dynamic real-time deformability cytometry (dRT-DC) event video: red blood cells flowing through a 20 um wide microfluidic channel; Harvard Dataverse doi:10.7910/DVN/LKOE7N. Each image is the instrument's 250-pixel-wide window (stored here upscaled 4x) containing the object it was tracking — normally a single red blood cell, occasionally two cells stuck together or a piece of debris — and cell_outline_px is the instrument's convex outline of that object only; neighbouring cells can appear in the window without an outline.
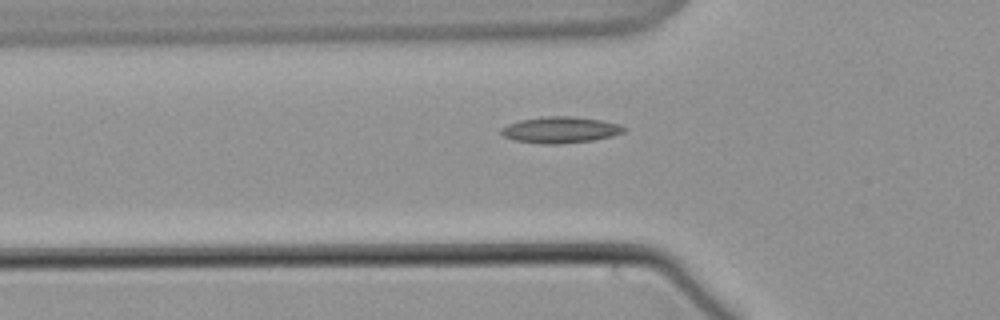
{"species": "common noctule bat (a hibernating species)", "species_latin": "Nyctalus noctula", "temperature_condition": "warm", "stored_images_in_passage": 38, "camera_frame_rate_fps": 3000, "um_per_image_px": 0.085, "animal": {"sex": "male", "body_mass_g": 21.5, "forearm_length_mm": 52.0}, "frame": {"image": 1, "passage_image": 7, "time_ms": 2.0, "image_size_px": [1000, 320], "cell_outline_px": [[628, 128], [624, 132], [612, 136], [592, 140], [560, 144], [540, 144], [516, 140], [504, 136], [500, 132], [500, 128], [508, 124], [520, 120], [544, 116], [576, 116], [604, 120], [620, 124]], "centroid_in_image_um": [47.67, 11.03], "position_along_channel_um": 78.1, "area_um2": 19.02}}
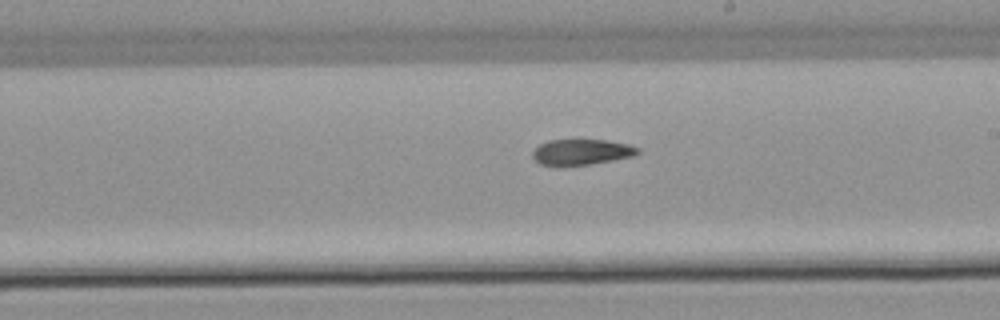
{"frame": {"image": 2, "passage_image": 21, "time_ms": 6.667, "image_size_px": [1000, 320], "cell_outline_px": [[640, 152], [632, 156], [612, 160], [588, 164], [540, 164], [532, 156], [532, 152], [540, 144], [548, 140], [608, 140], [628, 144], [640, 148]], "centroid_in_image_um": [49.46, 12.89], "position_along_channel_um": 239.5, "area_um2": 15.32}}
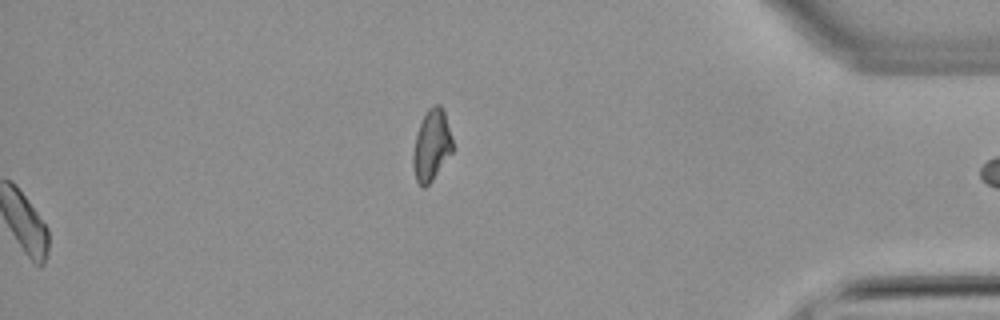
{"frame": {"image": 3, "passage_image": 38, "time_ms": 12.333, "image_size_px": [1000, 320], "cell_outline_px": [[452, 152], [432, 180], [424, 188], [416, 180], [412, 164], [412, 152], [416, 136], [420, 124], [428, 108], [436, 104], [440, 104], [444, 108], [452, 140]], "centroid_in_image_um": [36.67, 12.33], "position_along_channel_um": 398.5, "area_um2": 16.24}}